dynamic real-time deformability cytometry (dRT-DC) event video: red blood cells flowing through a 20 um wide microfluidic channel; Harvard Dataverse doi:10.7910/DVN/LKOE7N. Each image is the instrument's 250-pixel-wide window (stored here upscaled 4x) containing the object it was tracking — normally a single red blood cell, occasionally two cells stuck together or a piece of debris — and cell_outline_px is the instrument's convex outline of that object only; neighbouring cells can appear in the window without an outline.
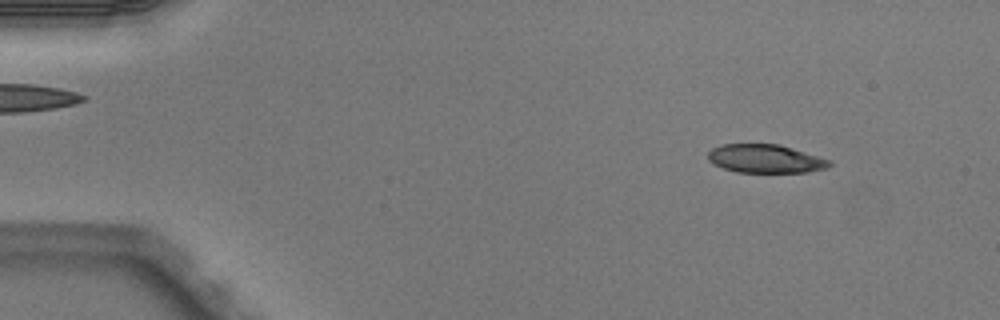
{"species": "Egyptian fruit bat (a non-hibernating species)", "species_latin": "Rousettus aegyptiacus", "temperature_condition": "warm", "stored_images_in_passage": 4, "camera_frame_rate_fps": 3000, "um_per_image_px": 0.085, "animal": {"sex": "male"}, "frame": {"image": 1, "passage_image": 1, "time_ms": 0.0, "image_size_px": [1000, 320], "cell_outline_px": [[832, 164], [828, 168], [808, 172], [736, 172], [724, 168], [708, 160], [708, 152], [712, 148], [720, 144], [780, 144], [832, 160]], "centroid_in_image_um": [65.1, 13.48], "position_along_channel_um": 19.9, "area_um2": 20.23}}